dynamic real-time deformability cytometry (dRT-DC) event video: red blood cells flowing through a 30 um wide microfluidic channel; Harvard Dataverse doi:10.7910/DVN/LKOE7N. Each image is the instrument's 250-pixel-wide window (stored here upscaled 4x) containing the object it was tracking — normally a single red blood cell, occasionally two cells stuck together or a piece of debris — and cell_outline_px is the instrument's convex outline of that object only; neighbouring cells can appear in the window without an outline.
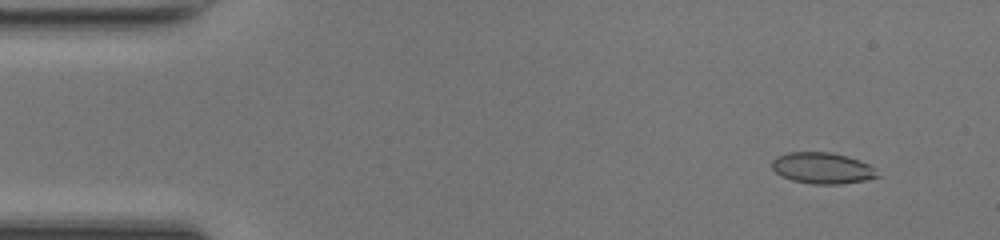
{"species": "common noctule bat (a hibernating species)", "species_latin": "Nyctalus noctula", "temperature_condition": "room temperature", "stored_images_in_passage": 9, "camera_frame_rate_fps": 3000, "um_per_image_px": 0.085, "animal": {"sex": "female", "body_mass_g": 17.0, "forearm_length_mm": 48.0}, "frame": {"image": 1, "passage_image": 2, "time_ms": 0.333, "image_size_px": [1000, 240], "cell_outline_px": [[880, 176], [864, 180], [840, 184], [812, 184], [792, 180], [780, 176], [772, 168], [772, 160], [776, 156], [788, 152], [832, 152], [860, 160], [868, 164]], "centroid_in_image_um": [69.86, 14.28], "position_along_channel_um": 15.1, "area_um2": 19.13}}